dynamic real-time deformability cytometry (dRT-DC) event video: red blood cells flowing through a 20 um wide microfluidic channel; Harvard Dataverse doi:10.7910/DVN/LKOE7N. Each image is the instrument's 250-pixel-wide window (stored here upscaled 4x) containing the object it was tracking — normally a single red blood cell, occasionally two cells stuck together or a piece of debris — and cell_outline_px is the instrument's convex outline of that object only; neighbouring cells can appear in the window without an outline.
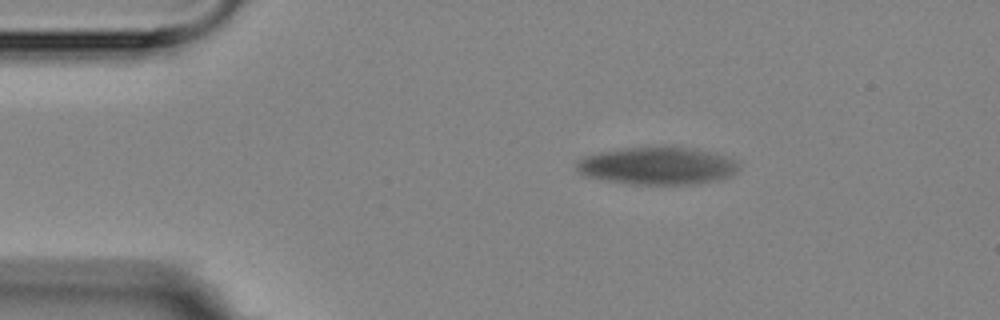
{"species": "Egyptian fruit bat (a non-hibernating species)", "species_latin": "Rousettus aegyptiacus", "temperature_condition": "room temperature", "stored_images_in_passage": 6, "camera_frame_rate_fps": 3000, "um_per_image_px": 0.085, "animal": {"sex": "female"}, "frame": {"image": 1, "passage_image": 4, "time_ms": 3.333, "image_size_px": [1000, 320], "cell_outline_px": [[740, 168], [736, 172], [720, 180], [696, 184], [632, 184], [608, 180], [588, 176], [576, 172], [576, 160], [584, 156], [600, 152], [624, 148], [688, 148], [708, 152], [724, 156], [736, 160], [740, 164]], "centroid_in_image_um": [55.87, 14.11], "position_along_channel_um": 29.1, "area_um2": 35.03}}